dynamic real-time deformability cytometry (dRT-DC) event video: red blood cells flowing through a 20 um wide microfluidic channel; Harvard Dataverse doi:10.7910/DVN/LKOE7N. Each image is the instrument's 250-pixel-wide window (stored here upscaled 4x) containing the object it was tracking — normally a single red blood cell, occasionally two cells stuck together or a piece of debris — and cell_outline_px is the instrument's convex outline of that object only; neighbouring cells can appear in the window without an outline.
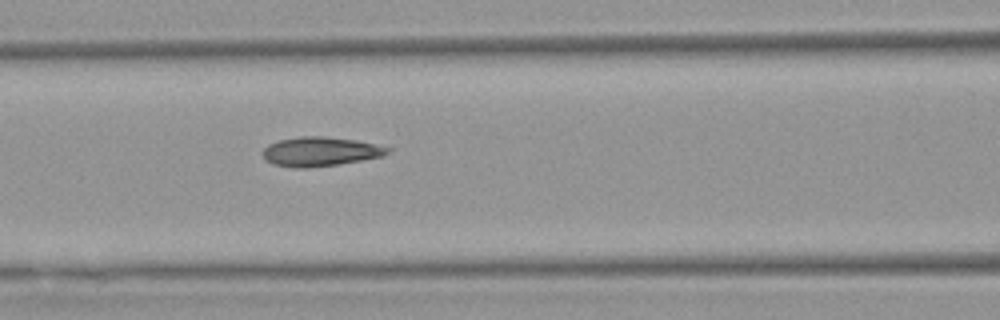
{"species": "Egyptian fruit bat (a non-hibernating species)", "species_latin": "Rousettus aegyptiacus", "temperature_condition": "warm", "stored_images_in_passage": 3, "camera_frame_rate_fps": 3000, "um_per_image_px": 0.085, "animal": {"sex": "female"}, "frame": {"image": 1, "passage_image": 3, "time_ms": 3.333, "image_size_px": [1000, 320], "cell_outline_px": [[392, 148], [384, 156], [340, 164], [308, 168], [296, 168], [272, 164], [264, 160], [260, 152], [268, 144], [280, 140], [300, 136], [324, 136], [356, 140]], "centroid_in_image_um": [27.18, 12.89], "position_along_channel_um": 139.4, "area_um2": 21.5}}